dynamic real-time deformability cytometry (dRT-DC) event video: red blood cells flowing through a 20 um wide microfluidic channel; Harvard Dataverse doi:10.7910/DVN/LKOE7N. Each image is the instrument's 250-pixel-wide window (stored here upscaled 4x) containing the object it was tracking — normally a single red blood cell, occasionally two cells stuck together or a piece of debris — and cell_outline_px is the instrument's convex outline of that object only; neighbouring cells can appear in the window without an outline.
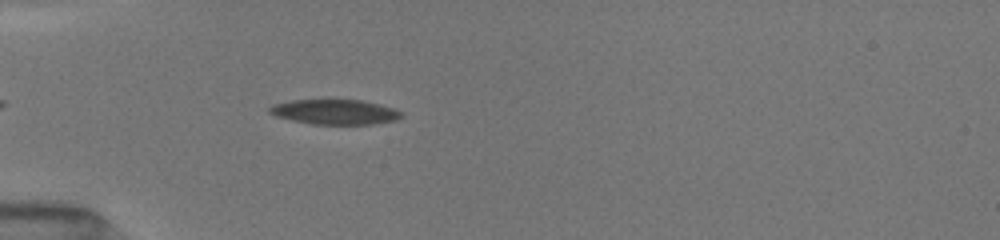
{"species": "common noctule bat (a hibernating species)", "species_latin": "Nyctalus noctula", "temperature_condition": "room temperature", "stored_images_in_passage": 12, "camera_frame_rate_fps": 3000, "um_per_image_px": 0.085, "animal": {"sex": "female", "body_mass_g": 19.5, "forearm_length_mm": 54.1}, "frame": {"image": 1, "passage_image": 10, "time_ms": 4.667, "image_size_px": [1000, 240], "cell_outline_px": [[400, 116], [396, 120], [372, 124], [312, 124], [292, 120], [276, 116], [268, 112], [268, 108], [272, 104], [292, 100], [360, 100], [392, 108], [400, 112]], "centroid_in_image_um": [28.39, 9.51], "position_along_channel_um": 56.6, "area_um2": 18.84}}
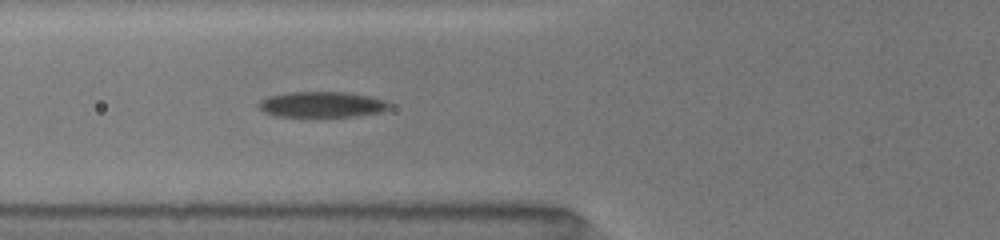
{"frame": {"image": 2, "passage_image": 12, "time_ms": 6.0, "image_size_px": [1000, 240], "cell_outline_px": [[392, 104], [388, 108], [380, 112], [356, 116], [276, 116], [264, 112], [256, 104], [260, 100], [268, 96], [288, 92], [348, 92], [368, 96], [384, 100]], "centroid_in_image_um": [27.33, 8.87], "position_along_channel_um": 98.5, "area_um2": 19.48}}